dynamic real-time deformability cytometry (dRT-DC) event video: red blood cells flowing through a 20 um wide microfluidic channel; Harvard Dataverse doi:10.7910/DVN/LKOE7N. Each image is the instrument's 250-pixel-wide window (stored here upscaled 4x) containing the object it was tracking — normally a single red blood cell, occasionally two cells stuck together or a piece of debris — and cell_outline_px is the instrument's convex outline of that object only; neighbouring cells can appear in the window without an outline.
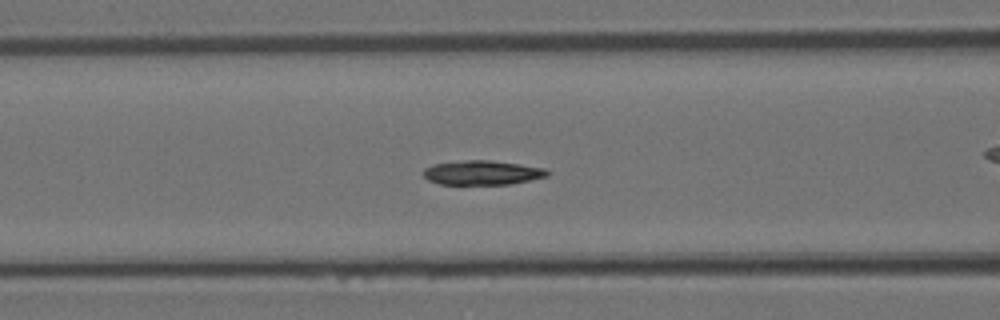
{"species": "Egyptian fruit bat (a non-hibernating species)", "species_latin": "Rousettus aegyptiacus", "temperature_condition": "room temperature", "stored_images_in_passage": 47, "camera_frame_rate_fps": 3000, "um_per_image_px": 0.085, "animal": {"sex": "female"}, "frame": {"image": 1, "passage_image": 19, "time_ms": 6.0, "image_size_px": [1000, 320], "cell_outline_px": [[552, 172], [548, 176], [512, 184], [440, 184], [428, 180], [424, 176], [424, 168], [432, 164], [464, 160], [488, 160], [520, 164], [544, 168]], "centroid_in_image_um": [41.01, 14.67], "position_along_channel_um": 125.6, "area_um2": 17.63}}
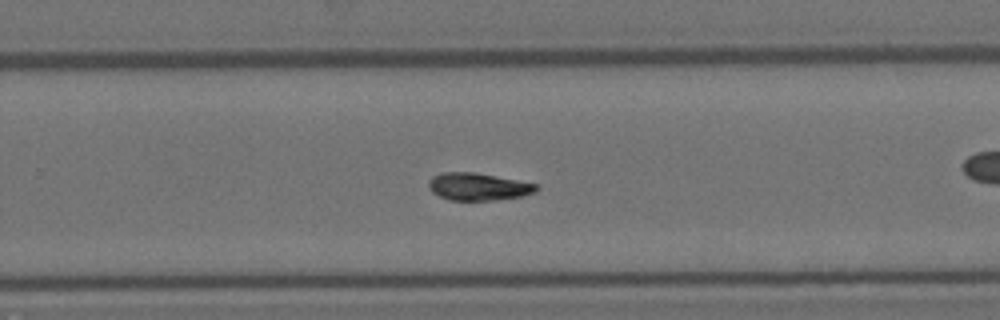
{"frame": {"image": 2, "passage_image": 30, "time_ms": 9.667, "image_size_px": [1000, 320], "cell_outline_px": [[540, 188], [536, 192], [520, 196], [496, 200], [448, 200], [432, 192], [428, 184], [428, 180], [432, 176], [440, 172], [476, 172], [540, 184]], "centroid_in_image_um": [40.67, 15.85], "position_along_channel_um": 289.1, "area_um2": 17.46}}
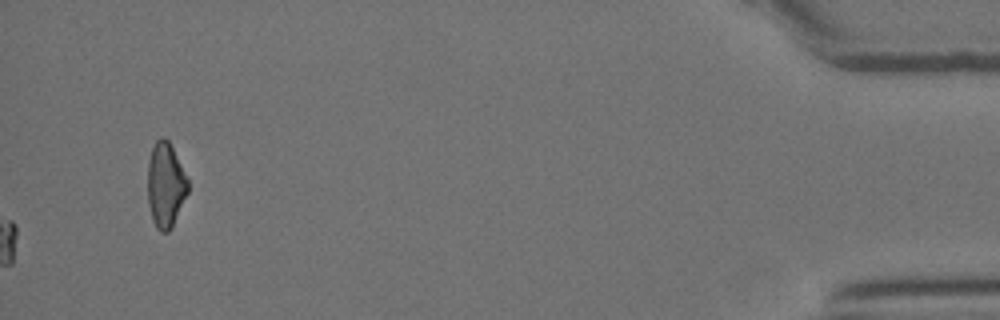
{"frame": {"image": 3, "passage_image": 47, "time_ms": 15.333, "image_size_px": [1000, 320], "cell_outline_px": [[188, 192], [172, 228], [168, 232], [160, 232], [156, 228], [152, 220], [148, 204], [148, 160], [152, 148], [156, 140], [160, 136], [164, 136], [168, 140], [188, 176]], "centroid_in_image_um": [14.08, 15.73], "position_along_channel_um": 421.1, "area_um2": 20.23}}